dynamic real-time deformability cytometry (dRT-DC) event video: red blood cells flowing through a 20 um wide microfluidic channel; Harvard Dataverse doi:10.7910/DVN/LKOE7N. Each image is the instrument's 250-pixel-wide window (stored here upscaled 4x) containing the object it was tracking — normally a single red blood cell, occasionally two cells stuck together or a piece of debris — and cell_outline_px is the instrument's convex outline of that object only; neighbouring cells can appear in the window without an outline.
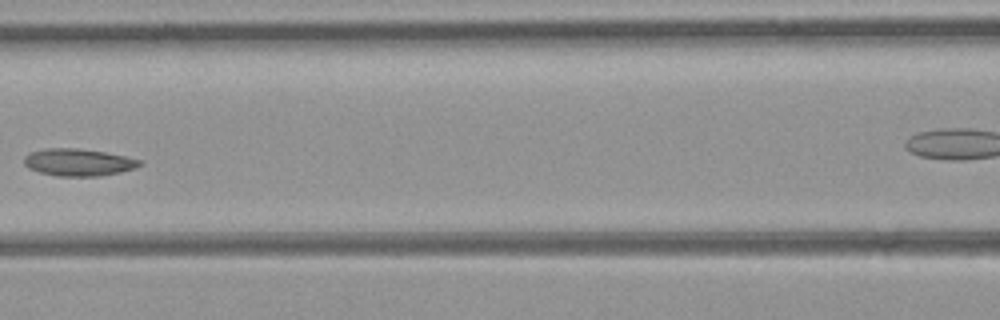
{"species": "common noctule bat (a hibernating species)", "species_latin": "Nyctalus noctula", "temperature_condition": "room temperature", "stored_images_in_passage": 5, "segment_of_instrument_passage": [1, 2], "camera_frame_rate_fps": 3000, "um_per_image_px": 0.085, "animal": {"sex": "female", "body_mass_g": 21.9}, "frame": {"image": 1, "passage_image": 4, "time_ms": 1.0, "image_size_px": [1000, 320], "cell_outline_px": [[144, 164], [136, 168], [120, 172], [100, 176], [56, 176], [40, 172], [28, 168], [24, 164], [24, 156], [28, 152], [44, 148], [80, 148], [104, 152], [124, 156], [140, 160]], "centroid_in_image_um": [6.64, 13.79], "position_along_channel_um": 160.0, "area_um2": 18.5}}